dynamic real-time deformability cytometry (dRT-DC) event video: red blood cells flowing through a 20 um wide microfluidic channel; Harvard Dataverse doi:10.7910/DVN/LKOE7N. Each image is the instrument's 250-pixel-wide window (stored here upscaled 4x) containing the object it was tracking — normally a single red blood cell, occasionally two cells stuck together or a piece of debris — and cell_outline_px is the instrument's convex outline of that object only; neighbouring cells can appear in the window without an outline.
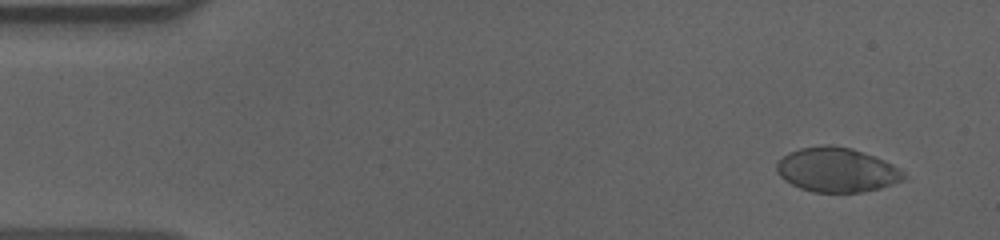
{"species": "human", "species_latin": "Homo sapiens", "temperature_condition": "cold", "stored_images_in_passage": 56, "camera_frame_rate_fps": 3000, "um_per_image_px": 0.085, "donor": {"sex": "male"}, "frame": {"image": 1, "passage_image": 4, "time_ms": 1.0, "image_size_px": [1000, 240], "cell_outline_px": [[908, 180], [880, 188], [860, 192], [812, 192], [800, 188], [784, 180], [776, 172], [776, 164], [788, 152], [800, 148], [824, 144], [832, 144], [852, 148], [884, 160], [900, 168], [904, 172]], "centroid_in_image_um": [71.15, 14.43], "position_along_channel_um": 13.9, "area_um2": 33.18}}
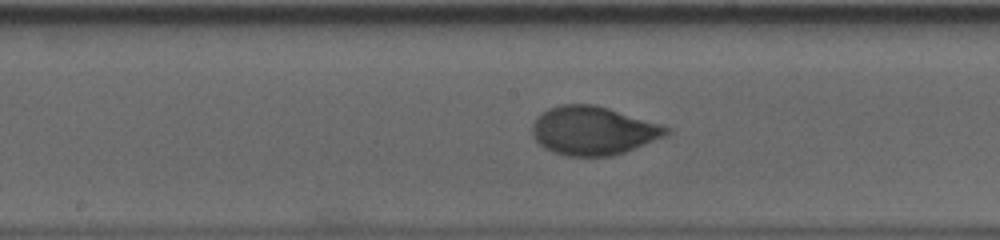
{"frame": {"image": 2, "passage_image": 29, "time_ms": 9.333, "image_size_px": [1000, 240], "cell_outline_px": [[672, 132], [668, 136], [624, 152], [612, 156], [564, 156], [552, 152], [544, 148], [532, 136], [532, 124], [536, 116], [548, 108], [560, 104], [596, 104], [660, 124], [672, 128]], "centroid_in_image_um": [50.42, 11.1], "position_along_channel_um": 197.8, "area_um2": 38.38}}
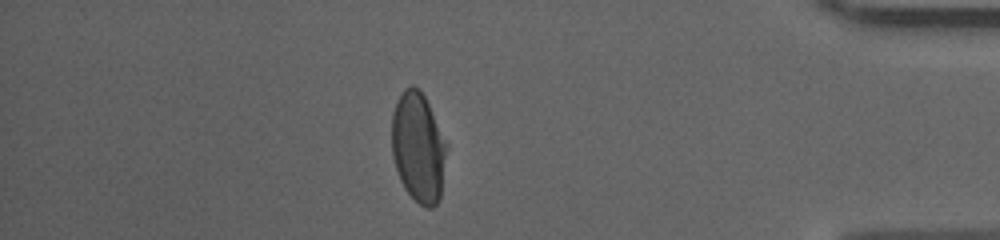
{"frame": {"image": 3, "passage_image": 49, "time_ms": 16.0, "image_size_px": [1000, 240], "cell_outline_px": [[448, 148], [440, 200], [432, 208], [424, 208], [404, 188], [400, 180], [392, 156], [392, 112], [396, 100], [400, 92], [404, 88], [412, 84], [420, 88], [448, 144]], "centroid_in_image_um": [35.56, 12.51], "position_along_channel_um": 399.6, "area_um2": 35.66}, "authors_computed_cell_mechanics": {"area_um2": 36.3273, "velocity_mm_per_s": 3.6052, "shape_relaxation_time_tau1_ms": 4.2628, "shape_relaxation_time_tau2_ms": null, "deformation_change_tau1": 0.1733, "deformation_change_tau2": null}}